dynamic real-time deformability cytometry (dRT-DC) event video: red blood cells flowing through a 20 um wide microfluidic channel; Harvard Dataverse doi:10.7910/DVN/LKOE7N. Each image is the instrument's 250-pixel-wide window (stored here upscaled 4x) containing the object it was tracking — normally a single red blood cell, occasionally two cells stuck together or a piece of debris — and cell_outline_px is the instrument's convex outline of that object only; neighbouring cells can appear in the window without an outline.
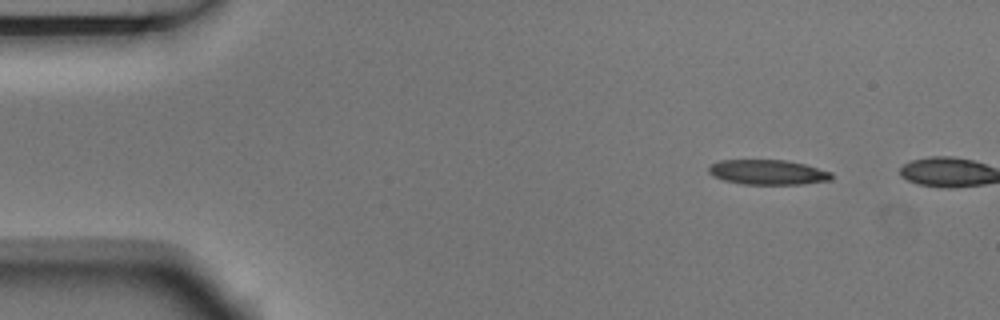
{"species": "Egyptian fruit bat (a non-hibernating species)", "species_latin": "Rousettus aegyptiacus", "temperature_condition": "room temperature", "stored_images_in_passage": 2, "camera_frame_rate_fps": 3000, "um_per_image_px": 0.085, "animal": {"sex": "male"}, "frame": {"image": 1, "passage_image": 1, "time_ms": 0.0, "image_size_px": [1000, 320], "cell_outline_px": [[832, 180], [804, 184], [744, 184], [724, 180], [712, 176], [708, 172], [708, 168], [712, 164], [720, 160], [784, 160], [804, 164], [832, 172]], "centroid_in_image_um": [65.27, 14.64], "position_along_channel_um": 19.7, "area_um2": 17.8}}